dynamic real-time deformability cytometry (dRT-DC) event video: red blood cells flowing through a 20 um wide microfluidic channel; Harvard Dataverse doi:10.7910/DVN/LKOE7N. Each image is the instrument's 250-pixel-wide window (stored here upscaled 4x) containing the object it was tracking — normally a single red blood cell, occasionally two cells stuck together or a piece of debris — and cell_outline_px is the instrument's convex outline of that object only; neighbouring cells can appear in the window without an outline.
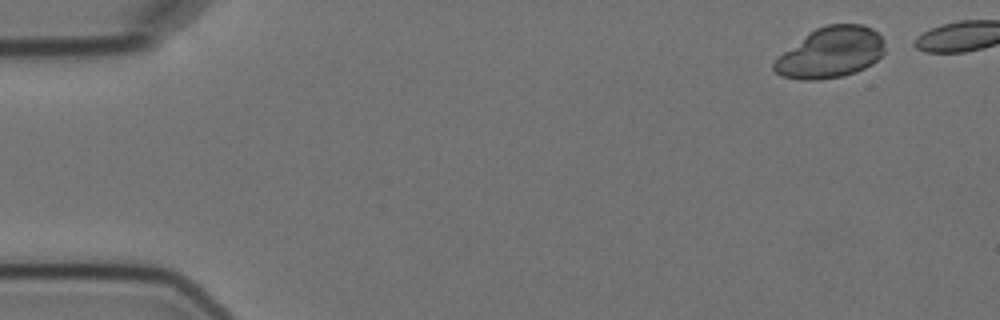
{"species": "Egyptian fruit bat (a non-hibernating species)", "species_latin": "Rousettus aegyptiacus", "temperature_condition": "cold", "stored_images_in_passage": 11, "camera_frame_rate_fps": 3000, "um_per_image_px": 0.085, "animal": {"sex": "female"}, "frame": {"image": 1, "passage_image": 1, "time_ms": 0.0, "image_size_px": [1000, 320], "cell_outline_px": [[884, 52], [872, 64], [856, 72], [844, 76], [820, 80], [800, 80], [780, 76], [772, 68], [772, 64], [784, 52], [804, 36], [816, 28], [828, 24], [864, 24], [872, 28], [884, 40]], "centroid_in_image_um": [70.61, 4.48], "position_along_channel_um": 14.4, "area_um2": 32.71}}
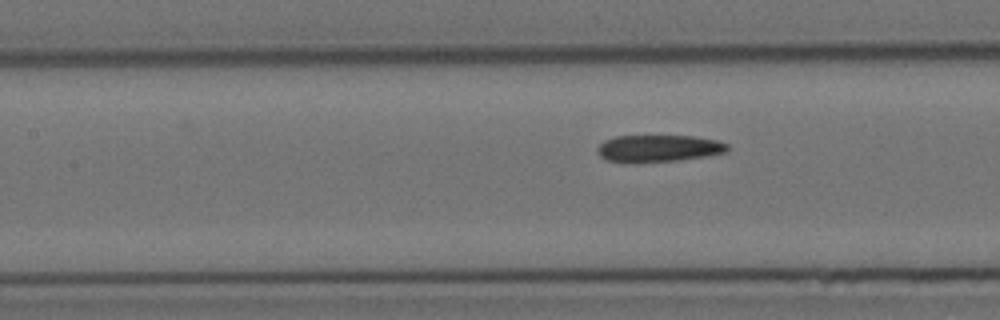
{"frame": {"image": 2, "passage_image": 8, "time_ms": 9.0, "image_size_px": [1000, 320], "cell_outline_px": [[728, 152], [704, 156], [676, 160], [608, 160], [600, 156], [596, 152], [596, 148], [604, 140], [616, 136], [692, 136], [716, 140], [728, 144]], "centroid_in_image_um": [56.0, 12.57], "position_along_channel_um": 151.4, "area_um2": 19.65}}
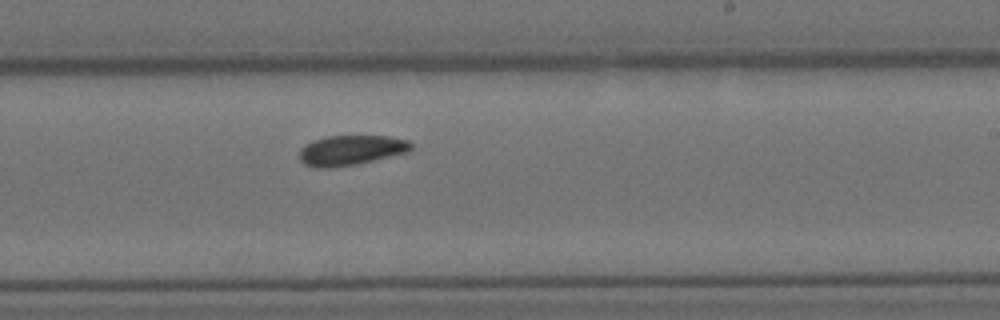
{"frame": {"image": 3, "passage_image": 11, "time_ms": 13.333, "image_size_px": [1000, 320], "cell_outline_px": [[412, 148], [408, 152], [356, 164], [332, 168], [316, 168], [304, 164], [300, 160], [300, 148], [312, 140], [328, 136], [388, 136], [408, 140], [412, 144]], "centroid_in_image_um": [29.81, 12.77], "position_along_channel_um": 259.2, "area_um2": 19.54}}